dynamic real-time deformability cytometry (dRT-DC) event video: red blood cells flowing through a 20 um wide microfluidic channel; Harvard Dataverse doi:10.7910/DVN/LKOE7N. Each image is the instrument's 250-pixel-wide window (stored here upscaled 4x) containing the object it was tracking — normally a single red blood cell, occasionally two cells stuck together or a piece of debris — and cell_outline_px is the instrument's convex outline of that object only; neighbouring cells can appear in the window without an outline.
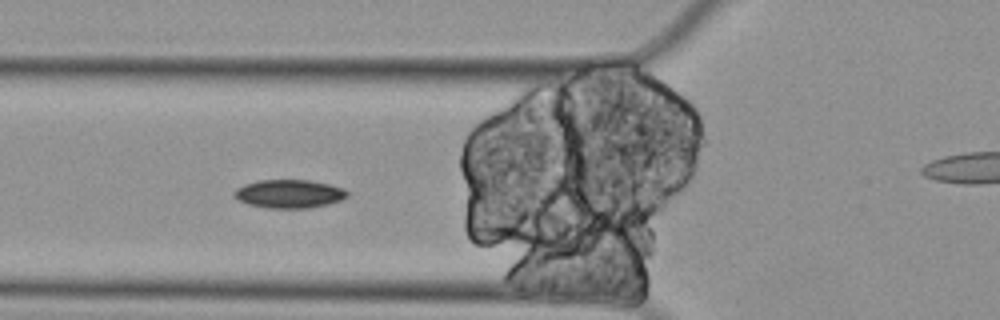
{"species": "Egyptian fruit bat (a non-hibernating species)", "species_latin": "Rousettus aegyptiacus", "temperature_condition": "cold", "stored_images_in_passage": 56, "segment_of_instrument_passage": [2, 2], "camera_frame_rate_fps": 3000, "um_per_image_px": 0.085, "animal": {"sex": "female"}, "frame": {"image": 1, "passage_image": 17, "time_ms": 5.333, "image_size_px": [1000, 320], "cell_outline_px": [[348, 196], [340, 200], [328, 204], [308, 208], [268, 208], [248, 204], [236, 200], [232, 196], [232, 192], [236, 188], [244, 184], [260, 180], [308, 180], [328, 184], [344, 188], [348, 192]], "centroid_in_image_um": [24.53, 16.48], "position_along_channel_um": 101.3, "area_um2": 18.84}}
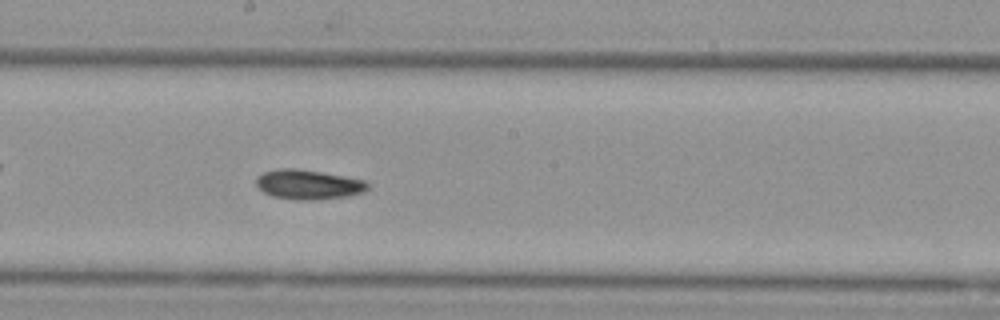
{"frame": {"image": 2, "passage_image": 28, "time_ms": 9.0, "image_size_px": [1000, 320], "cell_outline_px": [[372, 188], [364, 192], [348, 196], [312, 200], [296, 200], [272, 196], [264, 192], [256, 184], [256, 176], [264, 172], [280, 168], [296, 168], [368, 180]], "centroid_in_image_um": [26.27, 15.68], "position_along_channel_um": 221.9, "area_um2": 19.48}}
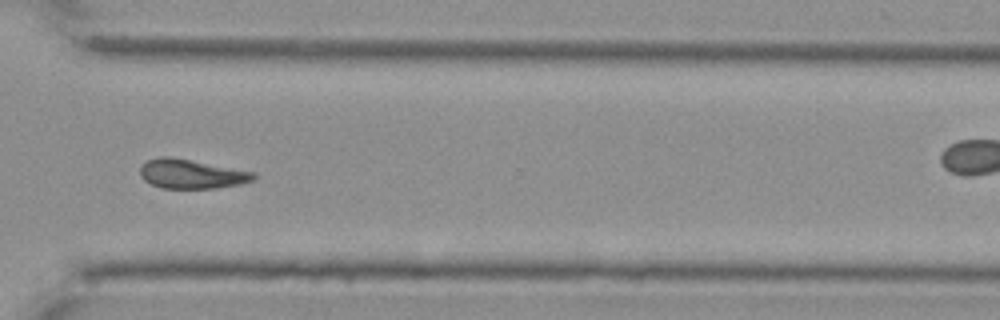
{"frame": {"image": 3, "passage_image": 40, "time_ms": 13.0, "image_size_px": [1000, 320], "cell_outline_px": [[256, 176], [252, 180], [240, 184], [216, 188], [160, 188], [144, 180], [140, 176], [140, 164], [148, 160], [160, 156], [168, 156], [256, 172]], "centroid_in_image_um": [16.24, 14.78], "position_along_channel_um": 354.4, "area_um2": 19.31}}